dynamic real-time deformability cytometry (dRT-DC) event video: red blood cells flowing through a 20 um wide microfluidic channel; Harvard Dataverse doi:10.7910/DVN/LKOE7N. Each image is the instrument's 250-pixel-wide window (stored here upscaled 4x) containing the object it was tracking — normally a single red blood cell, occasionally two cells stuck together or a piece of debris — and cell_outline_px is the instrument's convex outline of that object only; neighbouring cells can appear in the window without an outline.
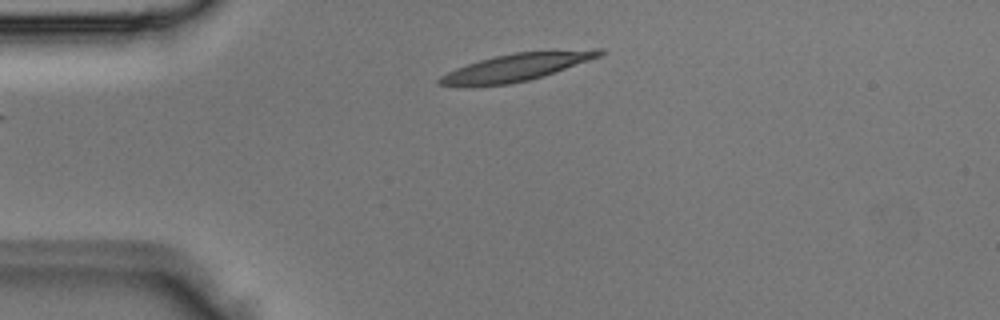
{"species": "Egyptian fruit bat (a non-hibernating species)", "species_latin": "Rousettus aegyptiacus", "temperature_condition": "room temperature", "stored_images_in_passage": 5, "camera_frame_rate_fps": 3000, "um_per_image_px": 0.085, "animal": {"sex": "male"}, "frame": {"image": 1, "passage_image": 5, "time_ms": 1.333, "image_size_px": [1000, 320], "cell_outline_px": [[608, 52], [600, 56], [544, 76], [528, 80], [508, 84], [468, 88], [460, 88], [440, 84], [436, 80], [440, 76], [456, 68], [480, 60], [496, 56], [516, 52], [596, 48], [604, 48]], "centroid_in_image_um": [43.89, 5.73], "position_along_channel_um": 41.1, "area_um2": 26.13}}